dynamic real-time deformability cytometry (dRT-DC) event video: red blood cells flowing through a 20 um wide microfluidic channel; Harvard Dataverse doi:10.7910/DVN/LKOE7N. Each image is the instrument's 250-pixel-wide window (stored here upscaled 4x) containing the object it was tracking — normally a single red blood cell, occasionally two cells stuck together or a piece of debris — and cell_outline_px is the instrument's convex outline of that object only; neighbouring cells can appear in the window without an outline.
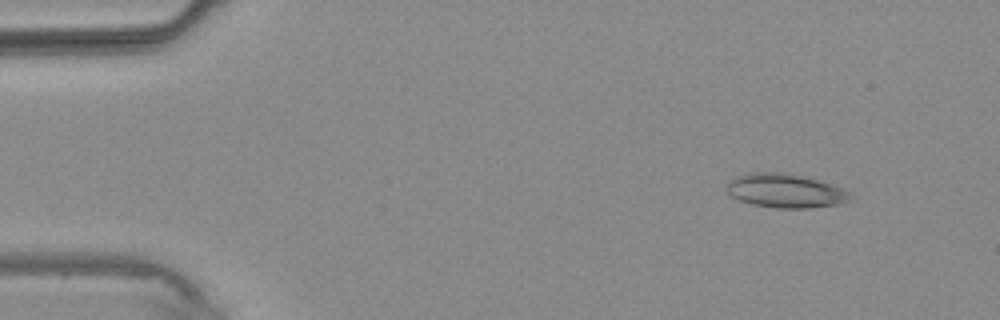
{"species": "common noctule bat (a hibernating species)", "species_latin": "Nyctalus noctula", "temperature_condition": "warm", "stored_images_in_passage": 3, "camera_frame_rate_fps": 3000, "um_per_image_px": 0.085, "animal": {"sex": "male", "body_mass_g": 20.4}, "frame": {"image": 1, "passage_image": 1, "time_ms": 0.0, "image_size_px": [1000, 320], "cell_outline_px": [[852, 192], [848, 200], [840, 204], [808, 208], [776, 208], [752, 204], [740, 200], [732, 196], [728, 192], [724, 184], [728, 180], [744, 172], [780, 172], [800, 176], [816, 180]], "centroid_in_image_um": [66.67, 16.21], "position_along_channel_um": 18.3, "area_um2": 24.33}}